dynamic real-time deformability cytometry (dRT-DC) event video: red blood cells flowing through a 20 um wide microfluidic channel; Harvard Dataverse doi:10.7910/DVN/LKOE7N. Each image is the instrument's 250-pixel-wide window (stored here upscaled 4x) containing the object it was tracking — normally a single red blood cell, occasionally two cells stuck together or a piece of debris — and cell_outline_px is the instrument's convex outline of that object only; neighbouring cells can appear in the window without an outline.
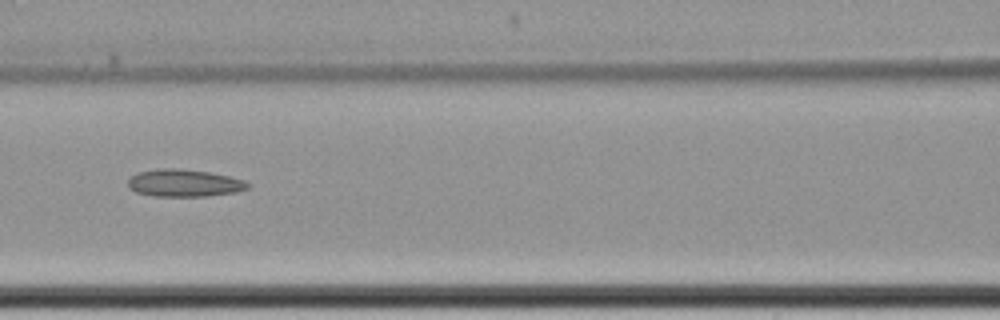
{"species": "common noctule bat (a hibernating species)", "species_latin": "Nyctalus noctula", "temperature_condition": "cold", "stored_images_in_passage": 9, "camera_frame_rate_fps": 3000, "um_per_image_px": 0.085, "animal": {"sex": "female", "body_mass_g": 22.7, "forearm_length_mm": 54.2}, "frame": {"image": 1, "passage_image": 8, "time_ms": 9.333, "image_size_px": [1000, 320], "cell_outline_px": [[252, 184], [248, 188], [236, 192], [208, 196], [156, 196], [136, 192], [128, 188], [128, 180], [136, 172], [156, 168], [180, 168], [208, 172], [228, 176], [244, 180]], "centroid_in_image_um": [15.64, 15.55], "position_along_channel_um": 151.0, "area_um2": 19.25}}
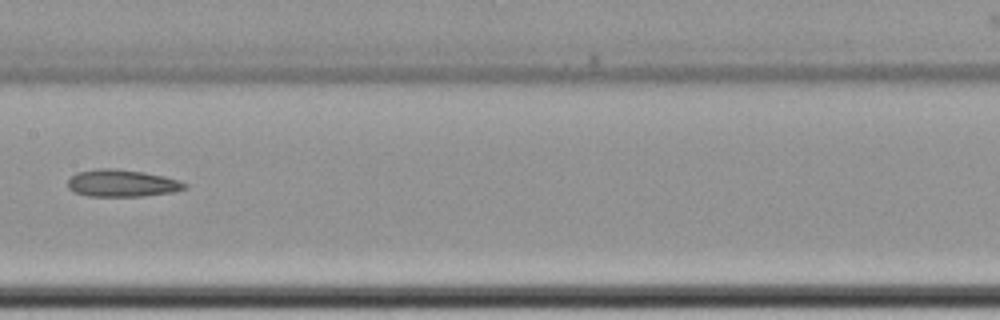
{"frame": {"image": 2, "passage_image": 9, "time_ms": 10.667, "image_size_px": [1000, 320], "cell_outline_px": [[188, 188], [172, 192], [140, 196], [88, 196], [76, 192], [68, 188], [68, 180], [76, 172], [96, 168], [116, 168], [144, 172], [164, 176], [180, 180], [188, 184]], "centroid_in_image_um": [10.39, 15.56], "position_along_channel_um": 197.0, "area_um2": 18.61}}